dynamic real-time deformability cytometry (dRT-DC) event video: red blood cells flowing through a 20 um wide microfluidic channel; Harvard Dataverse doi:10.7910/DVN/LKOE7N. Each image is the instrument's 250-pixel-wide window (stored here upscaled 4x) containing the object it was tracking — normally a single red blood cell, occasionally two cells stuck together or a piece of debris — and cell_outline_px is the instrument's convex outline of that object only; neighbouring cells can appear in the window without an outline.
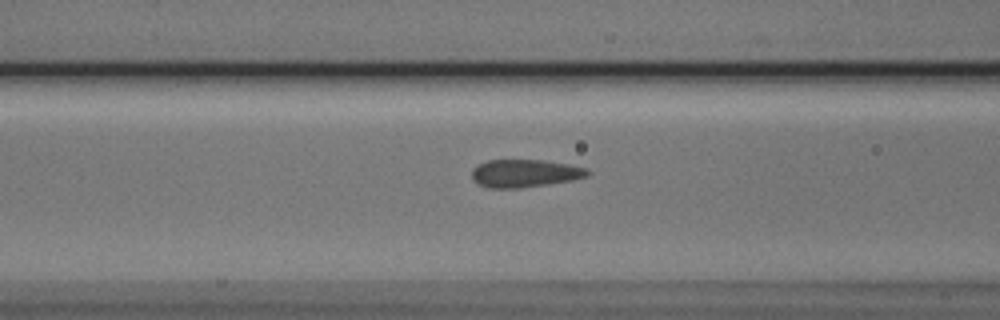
{"species": "Egyptian fruit bat (a non-hibernating species)", "species_latin": "Rousettus aegyptiacus", "temperature_condition": "cold", "stored_images_in_passage": 37, "camera_frame_rate_fps": 3000, "um_per_image_px": 0.085, "animal": {"sex": "male"}, "frame": {"image": 1, "passage_image": 7, "time_ms": 2.0, "image_size_px": [1000, 320], "cell_outline_px": [[592, 172], [588, 176], [572, 180], [548, 184], [520, 188], [488, 188], [476, 184], [472, 180], [472, 168], [476, 164], [488, 160], [544, 160], [568, 164], [588, 168]], "centroid_in_image_um": [44.59, 14.73], "position_along_channel_um": 122.0, "area_um2": 19.07}}
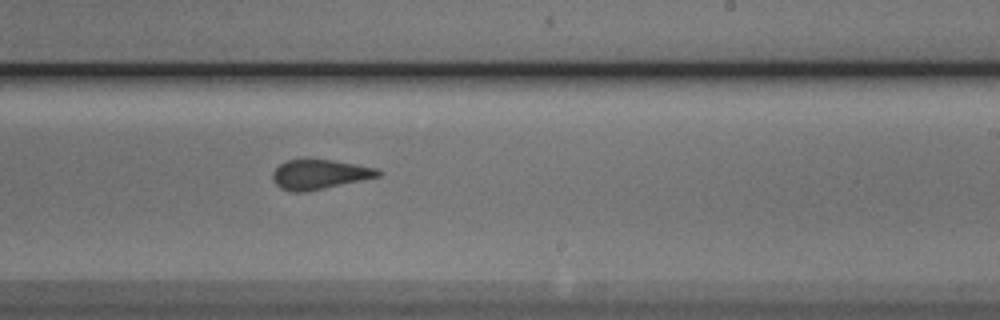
{"frame": {"image": 2, "passage_image": 18, "time_ms": 5.667, "image_size_px": [1000, 320], "cell_outline_px": [[384, 172], [380, 176], [308, 192], [292, 192], [280, 188], [272, 180], [272, 172], [280, 164], [288, 160], [332, 160], [356, 164], [376, 168]], "centroid_in_image_um": [27.16, 14.84], "position_along_channel_um": 261.8, "area_um2": 18.21}}
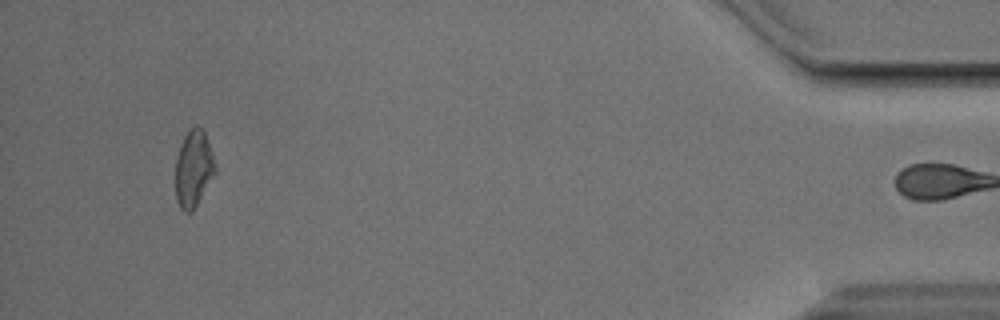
{"frame": {"image": 3, "passage_image": 36, "time_ms": 11.667, "image_size_px": [1000, 320], "cell_outline_px": [[216, 172], [192, 212], [184, 212], [180, 208], [176, 200], [176, 156], [180, 144], [188, 128], [196, 124], [204, 128], [216, 164]], "centroid_in_image_um": [16.45, 14.28], "position_along_channel_um": 418.7, "area_um2": 18.09}, "authors_computed_cell_mechanics": {"area_um2": 18.785, "velocity_mm_per_s": 3.8165, "shape_relaxation_time_tau1_ms": null, "shape_relaxation_time_tau2_ms": 1.5236, "deformation_change_tau1": null, "deformation_change_tau2": 0.0518}}